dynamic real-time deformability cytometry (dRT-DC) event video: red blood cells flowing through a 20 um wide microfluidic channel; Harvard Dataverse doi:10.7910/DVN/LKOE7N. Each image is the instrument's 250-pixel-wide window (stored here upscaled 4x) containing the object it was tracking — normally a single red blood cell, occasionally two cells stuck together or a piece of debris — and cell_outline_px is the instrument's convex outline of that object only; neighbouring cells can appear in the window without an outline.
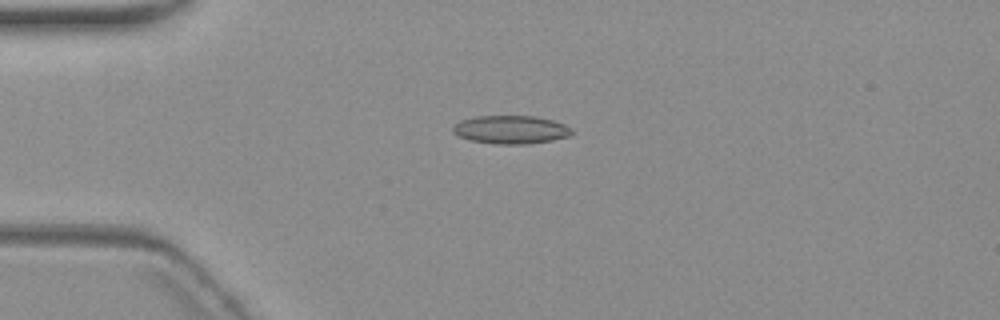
{"species": "common noctule bat (a hibernating species)", "species_latin": "Nyctalus noctula", "temperature_condition": "warm", "stored_images_in_passage": 4, "camera_frame_rate_fps": 3000, "um_per_image_px": 0.085, "animal": {"sex": "female", "body_mass_g": 19.3, "forearm_length_mm": 54.1}, "frame": {"image": 1, "passage_image": 3, "time_ms": 2.333, "image_size_px": [1000, 320], "cell_outline_px": [[572, 136], [552, 140], [528, 144], [492, 144], [468, 140], [452, 132], [452, 128], [460, 120], [476, 116], [532, 116], [552, 120], [564, 124], [572, 128]], "centroid_in_image_um": [43.42, 11.03], "position_along_channel_um": 41.6, "area_um2": 19.71}}